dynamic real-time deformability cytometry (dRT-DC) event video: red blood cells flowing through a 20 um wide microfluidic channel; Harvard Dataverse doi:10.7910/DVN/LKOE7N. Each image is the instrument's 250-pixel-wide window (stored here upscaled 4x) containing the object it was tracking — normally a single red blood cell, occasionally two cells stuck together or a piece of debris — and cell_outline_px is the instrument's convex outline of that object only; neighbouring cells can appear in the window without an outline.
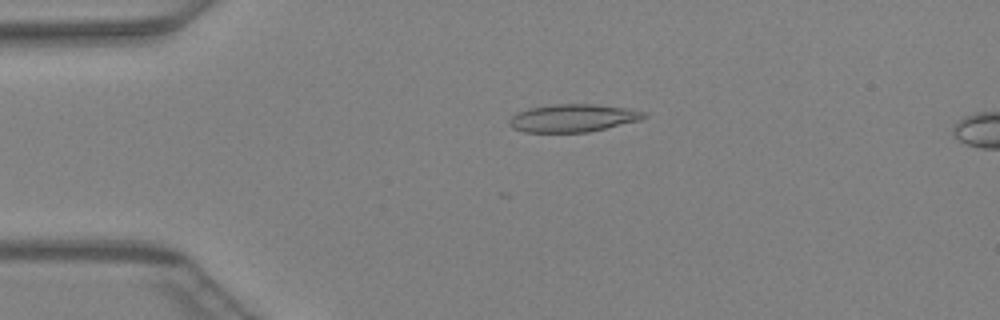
{"species": "Egyptian fruit bat (a non-hibernating species)", "species_latin": "Rousettus aegyptiacus", "temperature_condition": "warm", "stored_images_in_passage": 6, "camera_frame_rate_fps": 3000, "um_per_image_px": 0.085, "animal": {"sex": "female"}, "frame": {"image": 1, "passage_image": 3, "time_ms": 0.667, "image_size_px": [1000, 320], "cell_outline_px": [[648, 116], [640, 120], [588, 132], [524, 132], [512, 128], [508, 124], [508, 120], [512, 116], [528, 108], [552, 104], [596, 104], [624, 108], [644, 112]], "centroid_in_image_um": [48.66, 10.03], "position_along_channel_um": 36.3, "area_um2": 21.68}}